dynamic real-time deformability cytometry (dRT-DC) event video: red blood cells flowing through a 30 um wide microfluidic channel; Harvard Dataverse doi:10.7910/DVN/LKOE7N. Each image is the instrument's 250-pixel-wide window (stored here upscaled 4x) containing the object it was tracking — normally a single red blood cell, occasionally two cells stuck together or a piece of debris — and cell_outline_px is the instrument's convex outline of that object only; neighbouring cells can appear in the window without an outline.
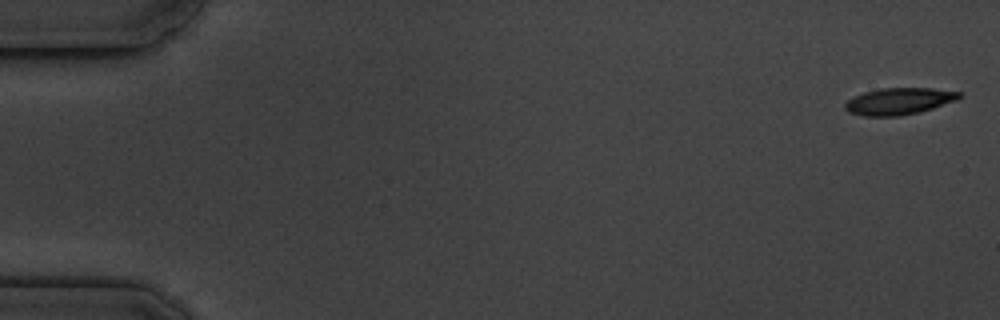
{"species": "common noctule bat (a hibernating species)", "species_latin": "Nyctalus noctula", "temperature_condition": "cold", "stored_images_in_passage": 12, "camera_frame_rate_fps": 3000, "um_per_image_px": 0.085, "animal": {"sex": "male", "body_mass_g": 19.5, "forearm_length_mm": 54.6}, "frame": {"image": 1, "passage_image": 1, "time_ms": 0.0, "image_size_px": [1000, 320], "cell_outline_px": [[964, 96], [956, 100], [920, 112], [900, 116], [864, 116], [848, 112], [844, 108], [844, 104], [852, 96], [864, 92], [884, 88], [932, 88], [960, 92]], "centroid_in_image_um": [76.4, 8.6], "position_along_channel_um": 8.6, "area_um2": 17.86}}
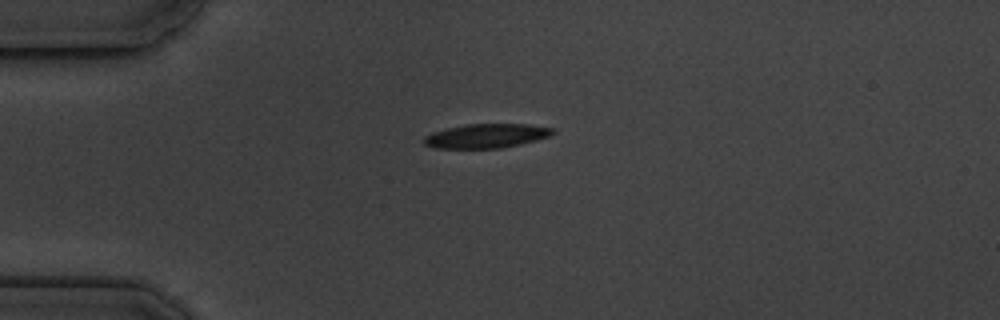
{"frame": {"image": 2, "passage_image": 4, "time_ms": 4.333, "image_size_px": [1000, 320], "cell_outline_px": [[556, 132], [548, 136], [536, 140], [520, 144], [500, 148], [436, 148], [424, 144], [424, 136], [432, 132], [444, 128], [468, 124], [528, 124], [552, 128]], "centroid_in_image_um": [41.31, 11.54], "position_along_channel_um": 43.7, "area_um2": 18.09}}
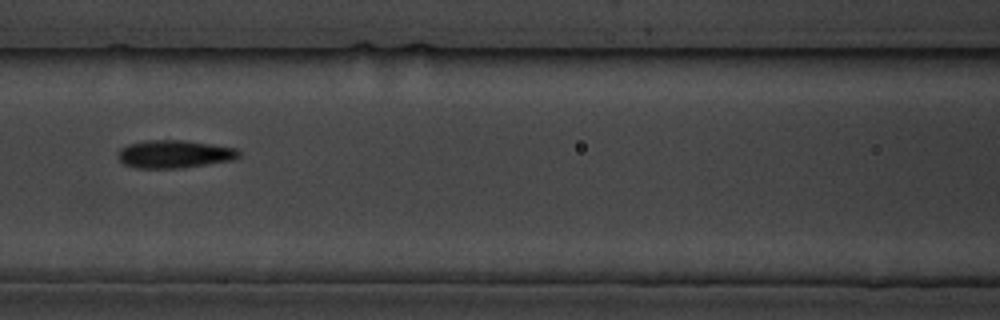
{"frame": {"image": 3, "passage_image": 7, "time_ms": 8.0, "image_size_px": [1000, 320], "cell_outline_px": [[240, 156], [232, 160], [184, 168], [136, 168], [124, 164], [116, 156], [120, 148], [128, 144], [144, 140], [184, 140], [212, 144], [236, 148], [240, 152]], "centroid_in_image_um": [14.8, 13.09], "position_along_channel_um": 151.8, "area_um2": 19.83}}